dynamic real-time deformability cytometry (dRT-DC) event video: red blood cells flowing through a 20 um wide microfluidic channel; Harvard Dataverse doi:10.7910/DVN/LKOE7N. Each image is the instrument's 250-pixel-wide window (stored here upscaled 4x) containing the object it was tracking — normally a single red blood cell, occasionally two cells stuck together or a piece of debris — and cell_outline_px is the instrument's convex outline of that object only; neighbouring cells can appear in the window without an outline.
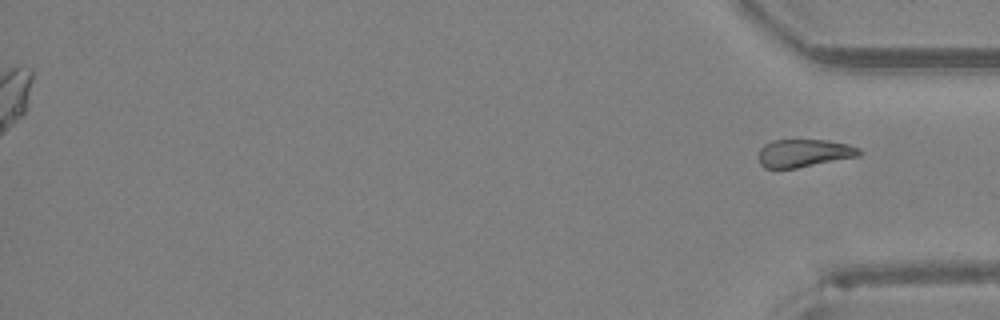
{"species": "Egyptian fruit bat (a non-hibernating species)", "species_latin": "Rousettus aegyptiacus", "temperature_condition": "room temperature", "stored_images_in_passage": 39, "segment_of_instrument_passage": [2, 2], "camera_frame_rate_fps": 3000, "um_per_image_px": 0.085, "animal": {"sex": "female"}, "frame": {"image": 1, "passage_image": 39, "time_ms": 12.667, "image_size_px": [1000, 320], "cell_outline_px": [[864, 152], [860, 156], [796, 168], [764, 168], [760, 164], [760, 148], [764, 144], [772, 140], [828, 140], [848, 144], [860, 148]], "centroid_in_image_um": [68.39, 13.01], "position_along_channel_um": 366.8, "area_um2": 16.42}}